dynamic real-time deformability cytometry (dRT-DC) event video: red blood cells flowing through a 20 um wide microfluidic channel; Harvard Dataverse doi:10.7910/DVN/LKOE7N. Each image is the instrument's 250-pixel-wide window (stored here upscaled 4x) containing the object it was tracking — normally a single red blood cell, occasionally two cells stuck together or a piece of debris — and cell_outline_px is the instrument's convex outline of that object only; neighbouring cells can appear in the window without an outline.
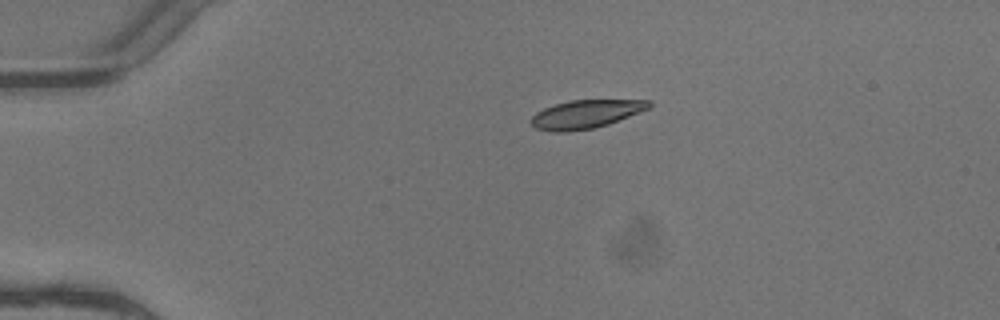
{"species": "common noctule bat (a hibernating species)", "species_latin": "Nyctalus noctula", "temperature_condition": "warm", "stored_images_in_passage": 4, "camera_frame_rate_fps": 3000, "um_per_image_px": 0.085, "animal": {"sex": "female"}, "frame": {"image": 1, "passage_image": 1, "time_ms": 0.0, "image_size_px": [1000, 320], "cell_outline_px": [[652, 104], [648, 108], [608, 124], [596, 128], [568, 132], [552, 132], [536, 128], [532, 124], [532, 116], [536, 112], [544, 108], [556, 104], [572, 100], [652, 100]], "centroid_in_image_um": [49.77, 9.71], "position_along_channel_um": 35.2, "area_um2": 19.31}}
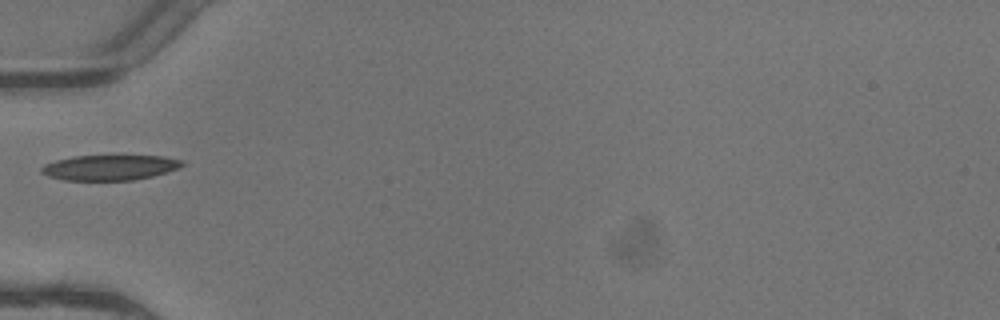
{"frame": {"image": 2, "passage_image": 3, "time_ms": 0.667, "image_size_px": [1000, 320], "cell_outline_px": [[184, 164], [180, 168], [152, 176], [132, 180], [64, 180], [48, 176], [40, 172], [40, 168], [44, 164], [56, 160], [72, 156], [164, 156], [184, 160]], "centroid_in_image_um": [9.33, 14.24], "position_along_channel_um": 75.7, "area_um2": 20.75}}
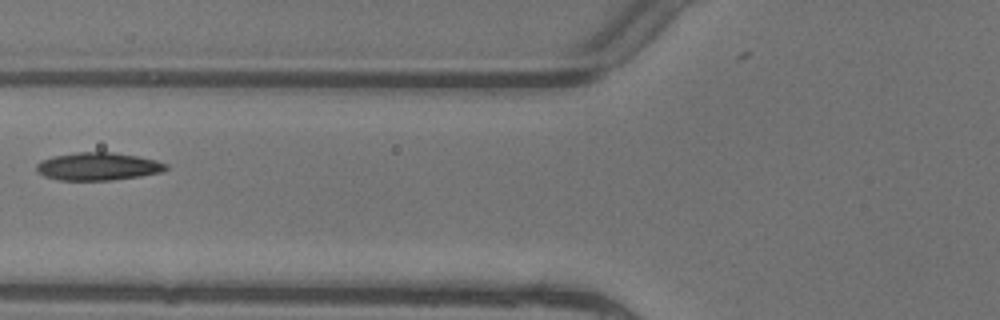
{"frame": {"image": 3, "passage_image": 4, "time_ms": 1.0, "image_size_px": [1000, 320], "cell_outline_px": [[168, 168], [164, 172], [140, 176], [112, 180], [60, 180], [44, 176], [36, 172], [36, 164], [40, 160], [52, 156], [76, 152], [112, 152], [136, 156], [156, 160], [168, 164]], "centroid_in_image_um": [8.32, 14.14], "position_along_channel_um": 117.5, "area_um2": 21.15}}